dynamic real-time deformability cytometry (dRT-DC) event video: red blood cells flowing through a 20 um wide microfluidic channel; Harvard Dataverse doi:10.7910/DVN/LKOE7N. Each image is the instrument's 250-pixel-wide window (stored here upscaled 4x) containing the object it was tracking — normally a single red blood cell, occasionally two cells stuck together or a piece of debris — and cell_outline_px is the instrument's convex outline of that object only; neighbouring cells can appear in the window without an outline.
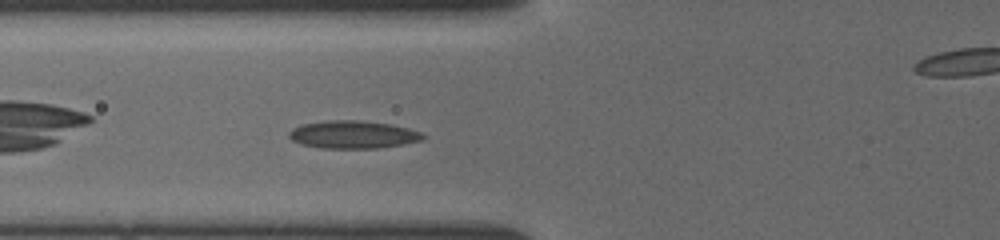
{"species": "common noctule bat (a hibernating species)", "species_latin": "Nyctalus noctula", "temperature_condition": "cold", "stored_images_in_passage": 37, "camera_frame_rate_fps": 3000, "um_per_image_px": 0.085, "animal": {"sex": "female", "body_mass_g": 19.5, "forearm_length_mm": 54.1}, "frame": {"image": 1, "passage_image": 6, "time_ms": 1.333, "image_size_px": [1000, 240], "cell_outline_px": [[428, 136], [424, 140], [404, 144], [376, 148], [320, 148], [300, 144], [292, 140], [288, 136], [288, 132], [292, 128], [304, 124], [328, 120], [356, 120], [388, 124], [408, 128], [420, 132]], "centroid_in_image_um": [30.01, 11.45], "position_along_channel_um": 95.8, "area_um2": 21.68}}
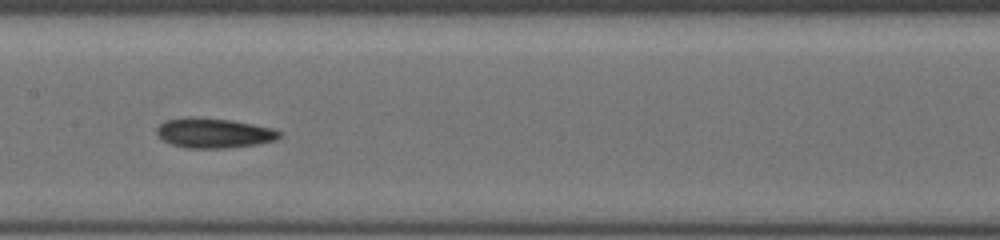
{"frame": {"image": 2, "passage_image": 14, "time_ms": 3.667, "image_size_px": [1000, 240], "cell_outline_px": [[280, 136], [276, 140], [260, 144], [228, 148], [188, 148], [172, 144], [164, 140], [156, 132], [156, 128], [164, 120], [192, 116], [232, 120], [272, 128], [280, 132]], "centroid_in_image_um": [18.18, 11.3], "position_along_channel_um": 189.2, "area_um2": 21.39}}
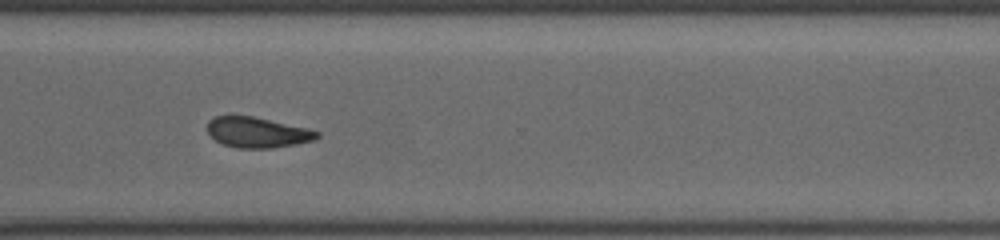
{"frame": {"image": 3, "passage_image": 27, "time_ms": 7.667, "image_size_px": [1000, 240], "cell_outline_px": [[320, 136], [316, 140], [296, 144], [272, 148], [236, 148], [224, 144], [216, 140], [208, 132], [208, 120], [216, 116], [252, 116], [304, 128], [320, 132]], "centroid_in_image_um": [21.88, 11.26], "position_along_channel_um": 348.7, "area_um2": 19.19}}